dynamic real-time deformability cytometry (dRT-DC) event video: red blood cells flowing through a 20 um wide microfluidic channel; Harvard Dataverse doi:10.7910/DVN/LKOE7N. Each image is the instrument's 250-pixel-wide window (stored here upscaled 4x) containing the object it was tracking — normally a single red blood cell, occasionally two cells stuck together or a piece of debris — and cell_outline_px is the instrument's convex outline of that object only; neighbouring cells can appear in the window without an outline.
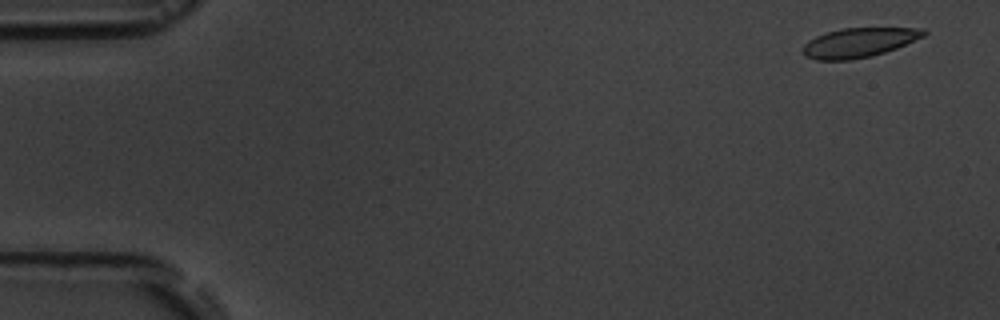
{"species": "common noctule bat (a hibernating species)", "species_latin": "Nyctalus noctula", "temperature_condition": "room temperature", "stored_images_in_passage": 5, "camera_frame_rate_fps": 3000, "um_per_image_px": 0.085, "animal": {"sex": "male", "body_mass_g": 19.5, "forearm_length_mm": 54.6}, "frame": {"image": 1, "passage_image": 1, "time_ms": 0.0, "image_size_px": [1000, 320], "cell_outline_px": [[928, 32], [924, 36], [896, 48], [872, 56], [852, 60], [816, 60], [804, 56], [804, 44], [808, 40], [816, 36], [840, 28], [924, 28]], "centroid_in_image_um": [73.01, 3.62], "position_along_channel_um": 12.0, "area_um2": 20.69}}
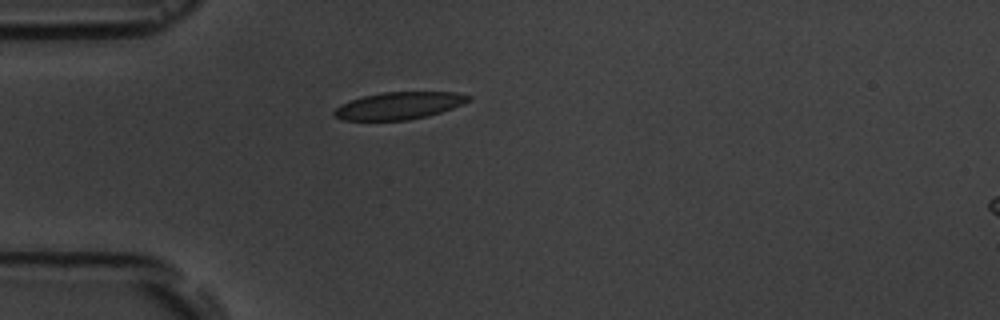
{"frame": {"image": 2, "passage_image": 5, "time_ms": 4.333, "image_size_px": [1000, 320], "cell_outline_px": [[472, 100], [464, 104], [428, 116], [408, 120], [344, 120], [332, 116], [332, 112], [340, 104], [364, 96], [384, 92], [456, 92], [472, 96]], "centroid_in_image_um": [33.93, 8.98], "position_along_channel_um": 51.1, "area_um2": 21.39}}